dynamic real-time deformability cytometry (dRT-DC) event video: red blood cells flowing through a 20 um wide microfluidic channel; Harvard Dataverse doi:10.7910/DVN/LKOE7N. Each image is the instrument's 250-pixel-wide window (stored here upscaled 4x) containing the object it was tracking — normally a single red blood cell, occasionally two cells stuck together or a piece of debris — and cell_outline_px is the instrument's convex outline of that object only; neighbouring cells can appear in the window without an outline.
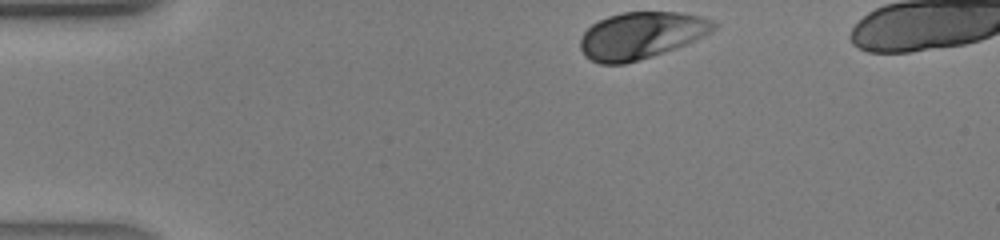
{"species": "human", "species_latin": "Homo sapiens", "temperature_condition": "warm", "stored_images_in_passage": 33, "camera_frame_rate_fps": 3000, "um_per_image_px": 0.085, "donor": {"sex": "male"}, "frame": {"image": 1, "passage_image": 1, "time_ms": 0.0, "image_size_px": [1000, 240], "cell_outline_px": [[720, 24], [712, 32], [696, 40], [676, 48], [652, 56], [624, 64], [600, 64], [584, 56], [580, 48], [580, 40], [584, 32], [592, 24], [608, 16], [624, 12], [680, 12], [700, 16], [712, 20]], "centroid_in_image_um": [54.52, 3.01], "position_along_channel_um": 30.5, "area_um2": 36.53}}
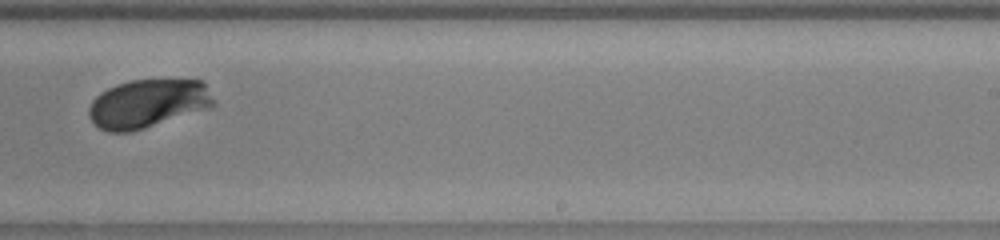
{"frame": {"image": 2, "passage_image": 20, "time_ms": 6.333, "image_size_px": [1000, 240], "cell_outline_px": [[216, 104], [208, 108], [132, 132], [108, 132], [100, 128], [88, 116], [88, 108], [92, 100], [100, 92], [116, 84], [128, 80], [204, 80], [216, 100]], "centroid_in_image_um": [12.57, 8.79], "position_along_channel_um": 276.4, "area_um2": 35.43}}
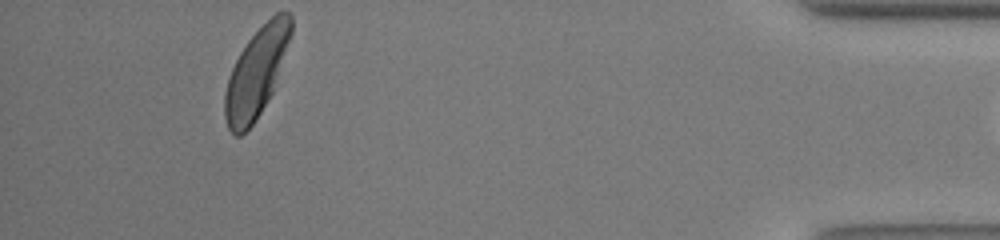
{"frame": {"image": 3, "passage_image": 32, "time_ms": 10.333, "image_size_px": [1000, 240], "cell_outline_px": [[292, 32], [272, 92], [260, 112], [252, 124], [240, 136], [236, 136], [228, 128], [224, 116], [224, 92], [232, 68], [240, 52], [248, 40], [276, 12], [292, 12]], "centroid_in_image_um": [21.78, 6.17], "position_along_channel_um": 413.4, "area_um2": 33.58}}